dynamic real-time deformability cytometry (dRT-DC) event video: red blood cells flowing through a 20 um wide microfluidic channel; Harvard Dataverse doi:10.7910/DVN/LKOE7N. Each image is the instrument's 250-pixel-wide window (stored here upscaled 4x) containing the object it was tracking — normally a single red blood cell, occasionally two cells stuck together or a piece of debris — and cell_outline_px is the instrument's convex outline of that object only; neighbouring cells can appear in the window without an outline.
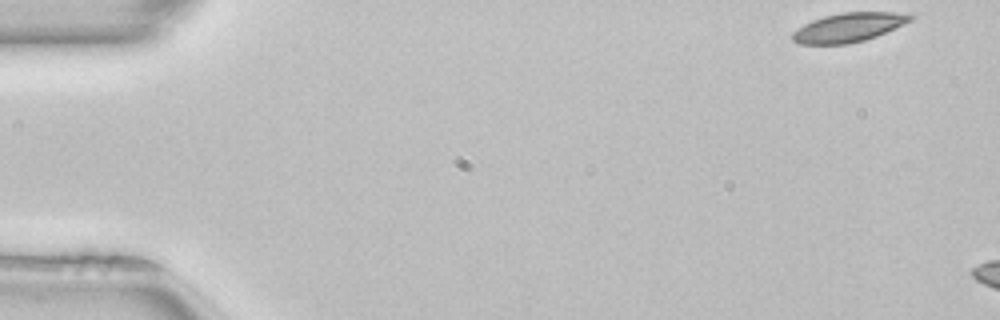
{"species": "common noctule bat (a hibernating species)", "species_latin": "Nyctalus noctula", "temperature_condition": "room temperature", "stored_images_in_passage": 6, "camera_frame_rate_fps": 3000, "um_per_image_px": 0.085, "animal": {"sex": "female", "body_mass_g": 22.7, "forearm_length_mm": 54.2}, "frame": {"image": 1, "passage_image": 1, "time_ms": 0.0, "image_size_px": [1000, 320], "cell_outline_px": [[916, 16], [912, 20], [904, 24], [876, 36], [864, 40], [848, 44], [800, 44], [792, 40], [792, 32], [804, 24], [812, 20], [824, 16], [844, 12], [912, 12]], "centroid_in_image_um": [72.18, 2.31], "position_along_channel_um": 12.8, "area_um2": 20.11}}